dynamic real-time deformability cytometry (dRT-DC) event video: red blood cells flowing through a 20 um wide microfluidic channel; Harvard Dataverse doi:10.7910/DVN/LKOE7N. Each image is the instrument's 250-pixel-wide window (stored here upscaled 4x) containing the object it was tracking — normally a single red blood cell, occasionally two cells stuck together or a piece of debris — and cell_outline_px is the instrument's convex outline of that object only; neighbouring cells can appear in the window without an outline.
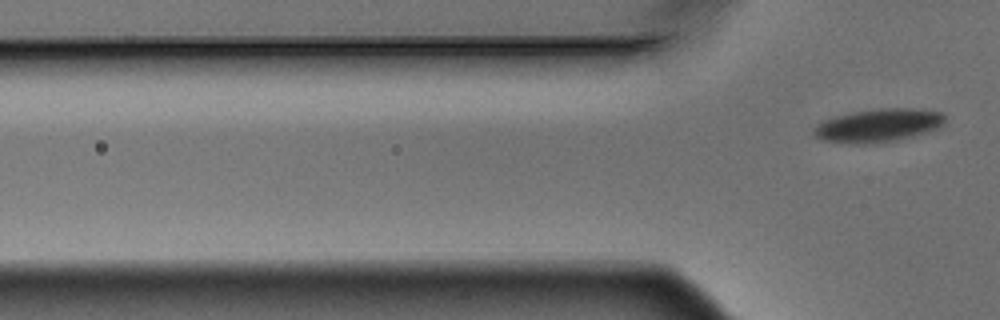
{"species": "Egyptian fruit bat (a non-hibernating species)", "species_latin": "Rousettus aegyptiacus", "temperature_condition": "warm", "stored_images_in_passage": 6, "camera_frame_rate_fps": 3000, "um_per_image_px": 0.085, "animal": {"sex": "male"}, "frame": {"image": 1, "passage_image": 6, "time_ms": 1.667, "image_size_px": [1000, 320], "cell_outline_px": [[944, 124], [936, 128], [924, 132], [896, 140], [872, 144], [852, 144], [824, 140], [816, 136], [812, 132], [812, 128], [824, 120], [832, 116], [852, 112], [880, 108], [912, 108], [940, 112], [944, 116]], "centroid_in_image_um": [74.59, 10.66], "position_along_channel_um": 51.2, "area_um2": 25.26}}